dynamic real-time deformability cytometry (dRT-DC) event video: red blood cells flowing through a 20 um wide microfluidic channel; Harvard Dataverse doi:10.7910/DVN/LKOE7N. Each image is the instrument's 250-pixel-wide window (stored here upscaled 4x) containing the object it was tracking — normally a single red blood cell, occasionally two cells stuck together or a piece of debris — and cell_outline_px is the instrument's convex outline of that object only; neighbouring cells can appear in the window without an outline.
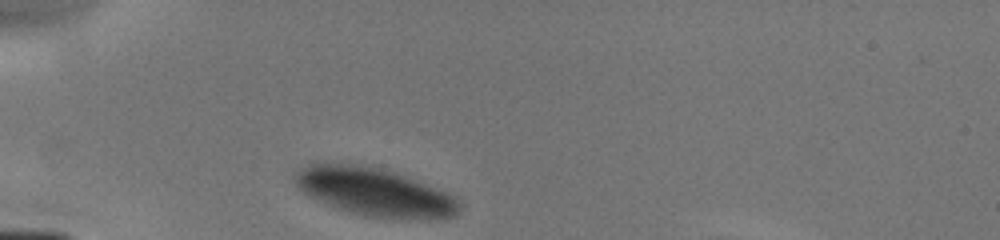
{"species": "human", "species_latin": "Homo sapiens", "temperature_condition": "cold", "stored_images_in_passage": 7, "camera_frame_rate_fps": 3000, "um_per_image_px": 0.085, "donor": {"sex": "male"}, "frame": {"image": 1, "passage_image": 1, "time_ms": 0.0, "image_size_px": [1000, 240], "cell_outline_px": [[460, 212], [456, 216], [436, 220], [392, 220], [364, 216], [348, 212], [336, 208], [316, 200], [308, 196], [292, 180], [292, 176], [300, 168], [316, 160], [320, 160], [356, 164], [380, 168], [396, 172], [448, 192], [456, 196], [460, 200]], "centroid_in_image_um": [31.85, 16.33], "position_along_channel_um": 53.2, "area_um2": 47.92}}
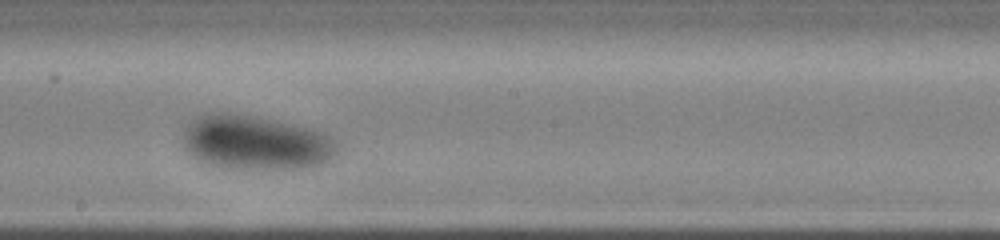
{"frame": {"image": 2, "passage_image": 6, "time_ms": 4.667, "image_size_px": [1000, 240], "cell_outline_px": [[336, 152], [324, 164], [304, 168], [220, 168], [208, 164], [192, 156], [184, 148], [184, 128], [196, 116], [208, 112], [228, 112], [256, 116], [312, 128], [324, 132], [332, 136], [336, 140]], "centroid_in_image_um": [21.72, 12.1], "position_along_channel_um": 226.5, "area_um2": 49.25}}